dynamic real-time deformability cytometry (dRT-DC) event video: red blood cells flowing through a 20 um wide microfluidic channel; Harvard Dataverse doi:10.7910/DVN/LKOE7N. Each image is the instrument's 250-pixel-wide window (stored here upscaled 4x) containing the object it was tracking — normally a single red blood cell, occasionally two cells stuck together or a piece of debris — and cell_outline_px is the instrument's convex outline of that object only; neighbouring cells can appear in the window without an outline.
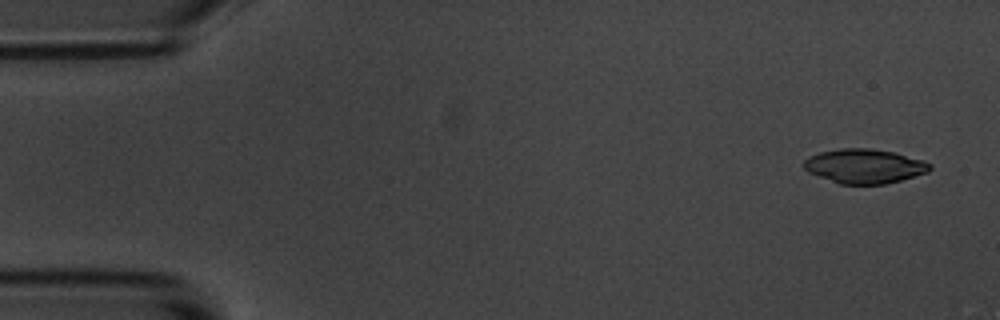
{"species": "common noctule bat (a hibernating species)", "species_latin": "Nyctalus noctula", "temperature_condition": "room temperature", "stored_images_in_passage": 5, "camera_frame_rate_fps": 3000, "um_per_image_px": 0.085, "animal": {"sex": "male", "body_mass_g": 20.1, "forearm_length_mm": 53.5}, "frame": {"image": 1, "passage_image": 1, "time_ms": 0.0, "image_size_px": [1000, 320], "cell_outline_px": [[932, 168], [928, 172], [900, 180], [884, 184], [840, 184], [808, 172], [804, 168], [804, 160], [820, 152], [840, 148], [872, 148], [896, 152], [924, 160], [932, 164]], "centroid_in_image_um": [73.52, 14.11], "position_along_channel_um": 11.5, "area_um2": 25.26}}